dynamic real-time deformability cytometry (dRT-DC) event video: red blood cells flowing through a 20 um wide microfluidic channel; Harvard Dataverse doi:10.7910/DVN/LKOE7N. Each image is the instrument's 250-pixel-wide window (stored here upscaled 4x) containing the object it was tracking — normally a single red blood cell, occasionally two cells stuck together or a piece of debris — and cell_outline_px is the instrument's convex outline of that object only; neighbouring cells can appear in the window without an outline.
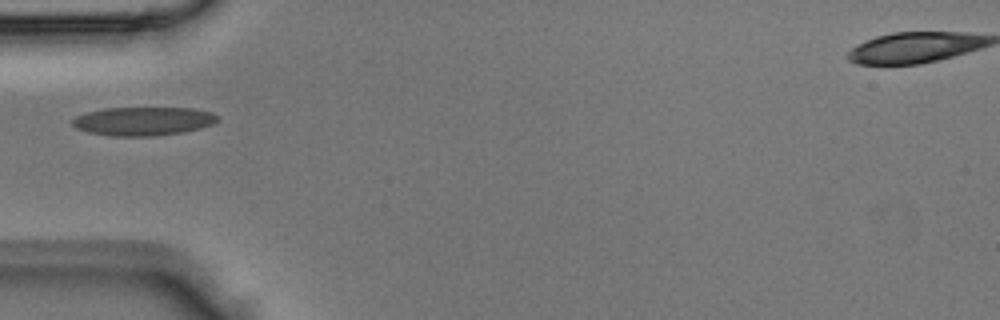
{"species": "Egyptian fruit bat (a non-hibernating species)", "species_latin": "Rousettus aegyptiacus", "temperature_condition": "room temperature", "stored_images_in_passage": 4, "camera_frame_rate_fps": 3000, "um_per_image_px": 0.085, "animal": {"sex": "male"}, "frame": {"image": 1, "passage_image": 4, "time_ms": 1.0, "image_size_px": [1000, 320], "cell_outline_px": [[220, 120], [212, 124], [200, 128], [184, 132], [156, 136], [112, 136], [88, 132], [76, 128], [72, 124], [72, 120], [76, 116], [88, 112], [104, 108], [192, 108], [212, 112], [220, 116]], "centroid_in_image_um": [12.21, 10.3], "position_along_channel_um": 72.8, "area_um2": 24.33}}